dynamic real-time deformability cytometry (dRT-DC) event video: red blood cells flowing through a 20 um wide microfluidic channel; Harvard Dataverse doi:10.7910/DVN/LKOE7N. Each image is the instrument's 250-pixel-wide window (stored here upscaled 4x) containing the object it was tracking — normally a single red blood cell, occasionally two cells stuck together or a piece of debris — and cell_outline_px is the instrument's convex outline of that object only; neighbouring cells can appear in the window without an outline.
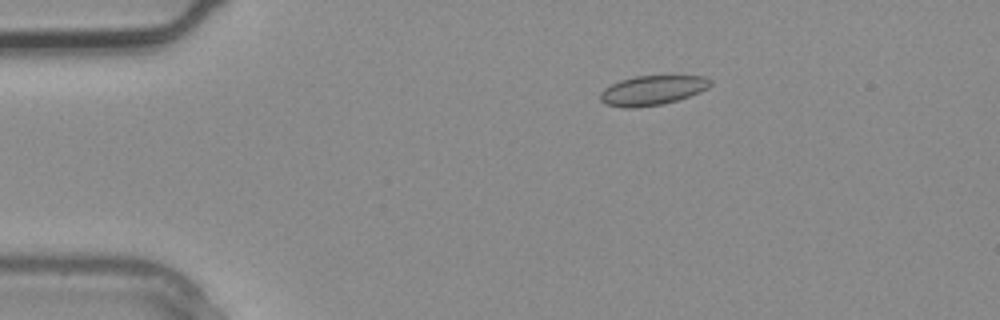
{"species": "common noctule bat (a hibernating species)", "species_latin": "Nyctalus noctula", "temperature_condition": "warm", "stored_images_in_passage": 2, "camera_frame_rate_fps": 3000, "um_per_image_px": 0.085, "animal": {"sex": "male", "body_mass_g": 20.4}, "frame": {"image": 1, "passage_image": 1, "time_ms": 0.0, "image_size_px": [1000, 320], "cell_outline_px": [[712, 84], [708, 88], [700, 92], [664, 104], [636, 108], [624, 108], [608, 104], [600, 100], [600, 92], [604, 88], [620, 80], [636, 76], [704, 76], [712, 80]], "centroid_in_image_um": [55.45, 7.68], "position_along_channel_um": 29.5, "area_um2": 18.96}}